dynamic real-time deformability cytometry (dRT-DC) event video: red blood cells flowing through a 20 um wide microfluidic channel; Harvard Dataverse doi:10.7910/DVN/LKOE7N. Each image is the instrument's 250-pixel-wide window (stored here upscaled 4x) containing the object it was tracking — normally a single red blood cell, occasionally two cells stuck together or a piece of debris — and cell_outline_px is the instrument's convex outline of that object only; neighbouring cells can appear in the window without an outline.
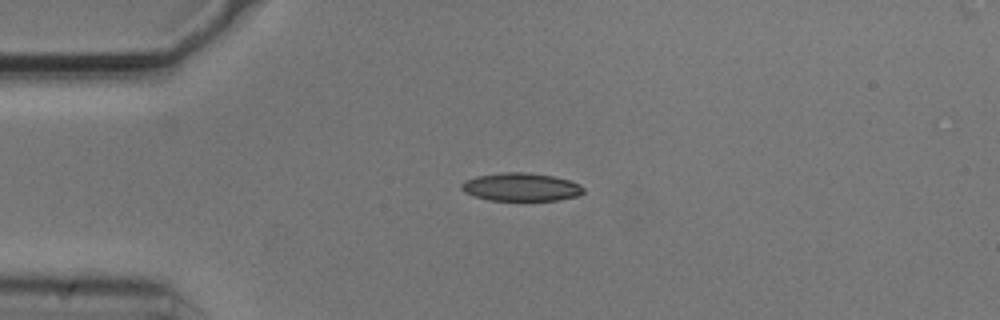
{"species": "common noctule bat (a hibernating species)", "species_latin": "Nyctalus noctula", "temperature_condition": "cold", "stored_images_in_passage": 2, "camera_frame_rate_fps": 3000, "um_per_image_px": 0.085, "animal": {"sex": "male", "body_mass_g": 20.5, "forearm_length_mm": 52.5}, "frame": {"image": 1, "passage_image": 1, "time_ms": 0.0, "image_size_px": [1000, 320], "cell_outline_px": [[584, 192], [576, 196], [556, 200], [488, 200], [472, 196], [464, 192], [460, 188], [460, 184], [464, 180], [476, 176], [504, 172], [524, 172], [552, 176], [568, 180], [580, 184], [584, 188]], "centroid_in_image_um": [44.23, 15.89], "position_along_channel_um": 40.8, "area_um2": 20.0}}